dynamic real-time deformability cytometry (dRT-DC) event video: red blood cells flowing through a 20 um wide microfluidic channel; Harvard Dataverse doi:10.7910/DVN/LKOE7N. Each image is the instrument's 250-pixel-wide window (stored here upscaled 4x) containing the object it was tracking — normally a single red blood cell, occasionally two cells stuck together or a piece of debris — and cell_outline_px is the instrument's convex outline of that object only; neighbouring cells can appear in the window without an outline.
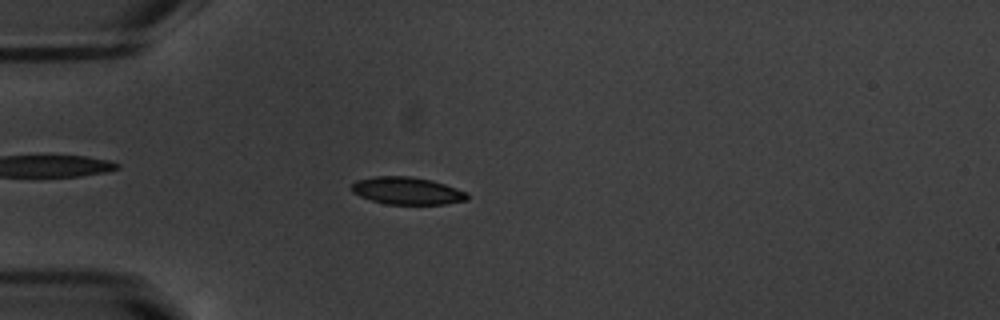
{"species": "common noctule bat (a hibernating species)", "species_latin": "Nyctalus noctula", "temperature_condition": "warm", "stored_images_in_passage": 53, "camera_frame_rate_fps": 3000, "um_per_image_px": 0.085, "animal": {"sex": "male", "body_mass_g": 20.1, "forearm_length_mm": 53.5}, "frame": {"image": 1, "passage_image": 15, "time_ms": 4.667, "image_size_px": [1000, 320], "cell_outline_px": [[468, 200], [444, 204], [384, 204], [360, 196], [352, 192], [352, 184], [356, 180], [376, 176], [412, 176], [432, 180], [468, 192]], "centroid_in_image_um": [34.61, 16.21], "position_along_channel_um": 50.4, "area_um2": 18.5}}
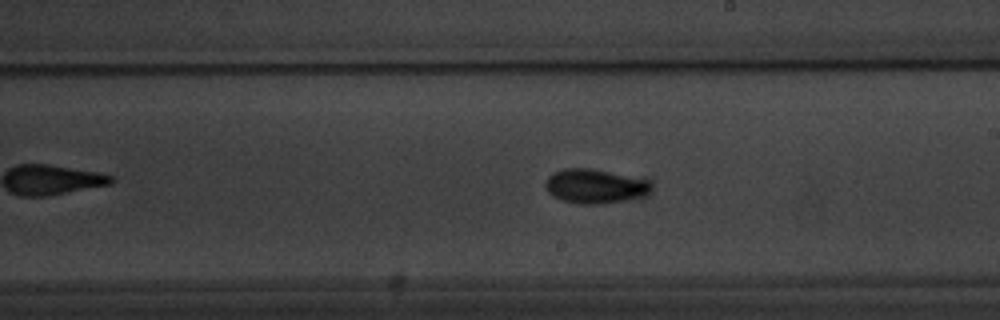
{"frame": {"image": 2, "passage_image": 31, "time_ms": 10.0, "image_size_px": [1000, 320], "cell_outline_px": [[652, 188], [648, 192], [640, 196], [624, 200], [600, 204], [580, 204], [560, 200], [552, 196], [548, 192], [544, 184], [548, 176], [552, 172], [564, 168], [588, 168], [648, 180], [652, 184]], "centroid_in_image_um": [50.5, 15.83], "position_along_channel_um": 238.5, "area_um2": 20.98}}
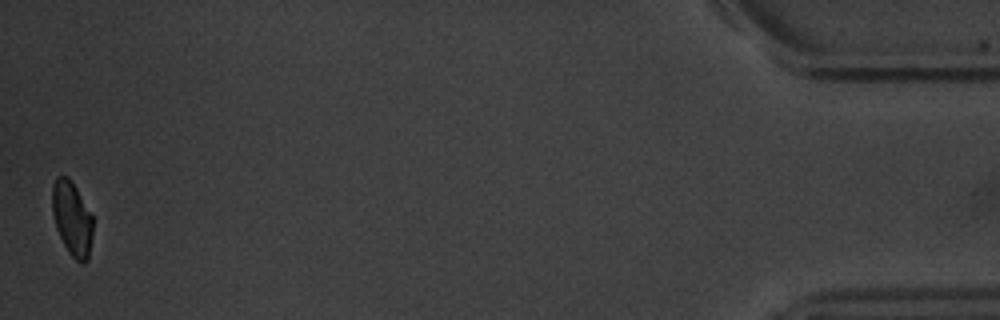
{"frame": {"image": 3, "passage_image": 53, "time_ms": 17.333, "image_size_px": [1000, 320], "cell_outline_px": [[92, 236], [88, 260], [84, 264], [80, 264], [68, 252], [56, 228], [52, 212], [52, 184], [56, 176], [68, 176], [76, 188], [92, 216]], "centroid_in_image_um": [6.11, 18.59], "position_along_channel_um": 429.1, "area_um2": 17.57}, "authors_computed_cell_mechanics": {"area_um2": 18.6116, "velocity_mm_per_s": 3.7925, "shape_relaxation_time_tau1_ms": 2.3634, "shape_relaxation_time_tau2_ms": 1.8199, "deformation_change_tau1": 0.1366, "deformation_change_tau2": 0.0579}}